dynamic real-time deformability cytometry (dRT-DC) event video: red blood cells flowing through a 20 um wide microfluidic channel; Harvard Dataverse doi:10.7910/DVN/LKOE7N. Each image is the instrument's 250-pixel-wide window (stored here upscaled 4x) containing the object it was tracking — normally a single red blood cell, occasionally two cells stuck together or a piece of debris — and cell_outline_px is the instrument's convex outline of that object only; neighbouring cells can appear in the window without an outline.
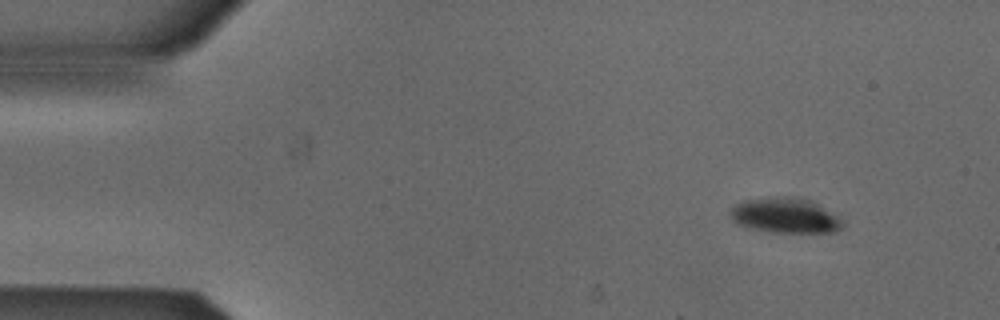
{"species": "Egyptian fruit bat (a non-hibernating species)", "species_latin": "Rousettus aegyptiacus", "temperature_condition": "cold", "stored_images_in_passage": 5, "camera_frame_rate_fps": 3000, "um_per_image_px": 0.085, "animal": {"sex": "male"}, "frame": {"image": 1, "passage_image": 1, "time_ms": 0.0, "image_size_px": [1000, 320], "cell_outline_px": [[844, 224], [836, 232], [768, 232], [748, 228], [736, 224], [732, 216], [732, 208], [736, 204], [744, 200], [768, 196], [788, 196], [808, 200], [840, 216]], "centroid_in_image_um": [66.74, 18.32], "position_along_channel_um": 18.3, "area_um2": 23.0}}